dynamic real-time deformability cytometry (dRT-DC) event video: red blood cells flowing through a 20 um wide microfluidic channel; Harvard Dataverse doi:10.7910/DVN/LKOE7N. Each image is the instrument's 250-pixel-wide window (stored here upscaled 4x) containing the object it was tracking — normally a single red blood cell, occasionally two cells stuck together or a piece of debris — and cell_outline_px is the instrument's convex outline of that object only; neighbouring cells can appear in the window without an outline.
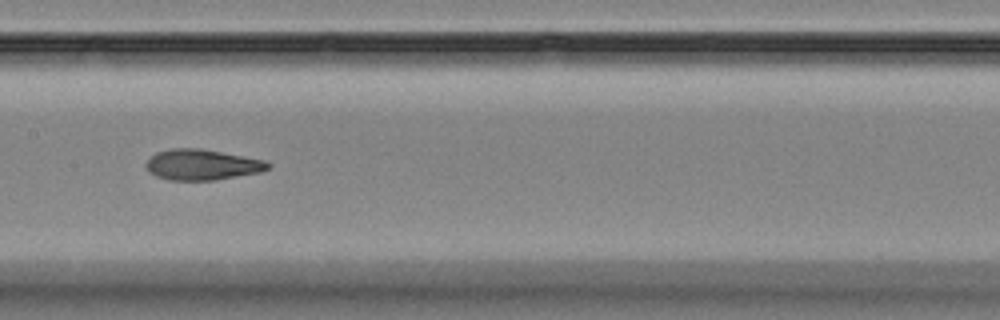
{"species": "Egyptian fruit bat (a non-hibernating species)", "species_latin": "Rousettus aegyptiacus", "temperature_condition": "room temperature", "stored_images_in_passage": 15, "camera_frame_rate_fps": 3000, "um_per_image_px": 0.085, "animal": {"sex": "female"}, "frame": {"image": 1, "passage_image": 7, "time_ms": 7.0, "image_size_px": [1000, 320], "cell_outline_px": [[272, 164], [268, 168], [260, 172], [216, 180], [168, 180], [156, 176], [148, 172], [144, 164], [148, 156], [156, 152], [172, 148], [200, 148], [264, 160]], "centroid_in_image_um": [17.1, 14.0], "position_along_channel_um": 190.3, "area_um2": 21.96}}
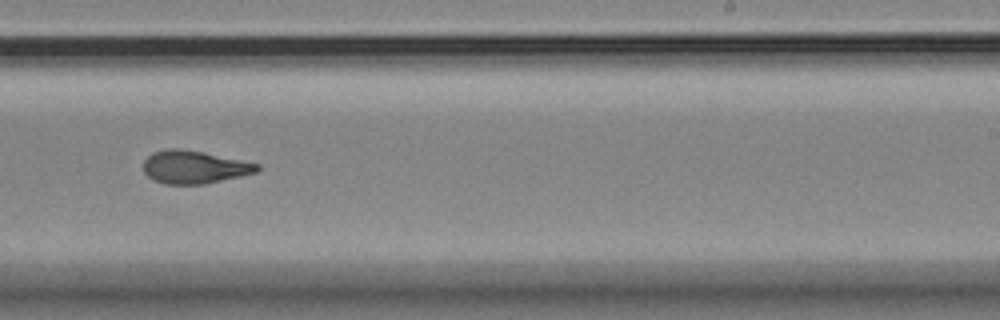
{"frame": {"image": 2, "passage_image": 9, "time_ms": 9.333, "image_size_px": [1000, 320], "cell_outline_px": [[260, 168], [256, 172], [240, 176], [204, 184], [168, 184], [152, 180], [144, 172], [144, 160], [152, 152], [168, 148], [180, 148], [260, 164]], "centroid_in_image_um": [16.47, 14.2], "position_along_channel_um": 272.5, "area_um2": 21.56}}
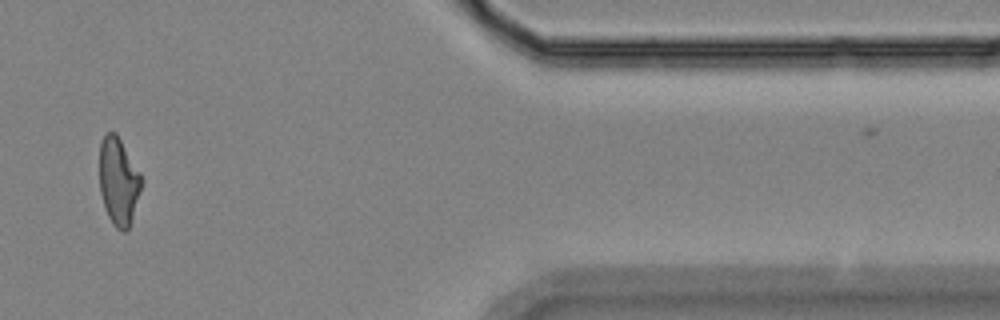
{"frame": {"image": 3, "passage_image": 13, "time_ms": 14.0, "image_size_px": [1000, 320], "cell_outline_px": [[144, 180], [128, 228], [124, 232], [120, 232], [112, 224], [104, 208], [100, 192], [100, 140], [108, 132], [116, 132], [140, 172]], "centroid_in_image_um": [10.07, 15.41], "position_along_channel_um": 401.3, "area_um2": 21.44}, "authors_computed_cell_mechanics": {"area_um2": 22.0218, "velocity_mm_per_s": 3.5474, "shape_relaxation_time_tau1_ms": 5.7616, "shape_relaxation_time_tau2_ms": 2.2413, "deformation_change_tau1": 0.1508, "deformation_change_tau2": 0.0785}}